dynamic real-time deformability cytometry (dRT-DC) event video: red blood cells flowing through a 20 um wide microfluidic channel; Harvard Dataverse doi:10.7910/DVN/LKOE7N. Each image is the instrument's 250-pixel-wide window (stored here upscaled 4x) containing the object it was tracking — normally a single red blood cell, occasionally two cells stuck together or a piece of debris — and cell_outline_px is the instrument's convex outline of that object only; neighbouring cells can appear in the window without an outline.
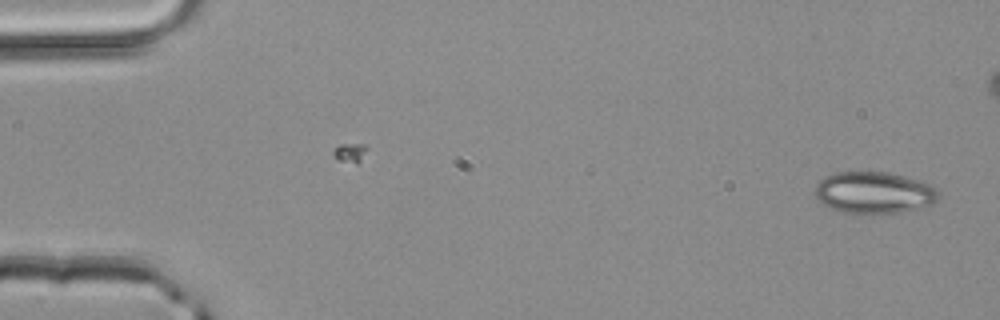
{"species": "common noctule bat (a hibernating species)", "species_latin": "Nyctalus noctula", "temperature_condition": "room temperature", "stored_images_in_passage": 45, "camera_frame_rate_fps": 3000, "um_per_image_px": 0.085, "animal": {"sex": "male", "body_mass_g": 20.4}, "frame": {"image": 1, "passage_image": 1, "time_ms": 0.0, "image_size_px": [1000, 320], "cell_outline_px": [[940, 196], [932, 204], [920, 208], [900, 212], [872, 216], [840, 212], [824, 204], [816, 196], [816, 184], [820, 180], [836, 172], [888, 172], [920, 180], [936, 188], [940, 192]], "centroid_in_image_um": [74.33, 16.4], "position_along_channel_um": 10.7, "area_um2": 30.46}}
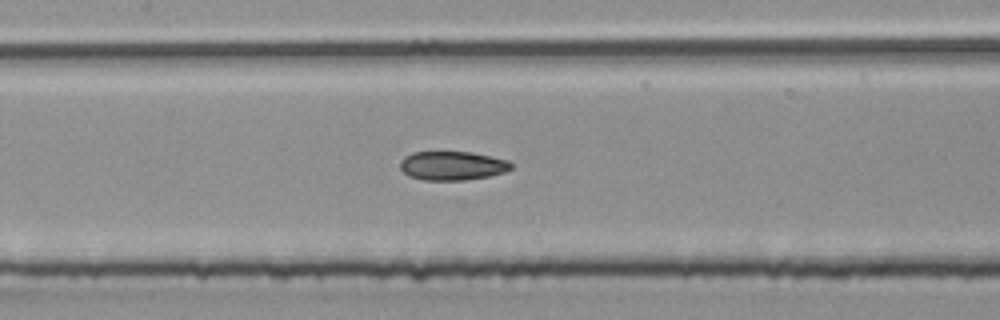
{"frame": {"image": 2, "passage_image": 23, "time_ms": 7.333, "image_size_px": [1000, 320], "cell_outline_px": [[512, 168], [504, 172], [488, 176], [464, 180], [424, 180], [408, 176], [400, 168], [400, 160], [404, 156], [412, 152], [472, 152], [492, 156], [508, 160], [512, 164]], "centroid_in_image_um": [38.43, 14.08], "position_along_channel_um": 169.0, "area_um2": 18.79}}
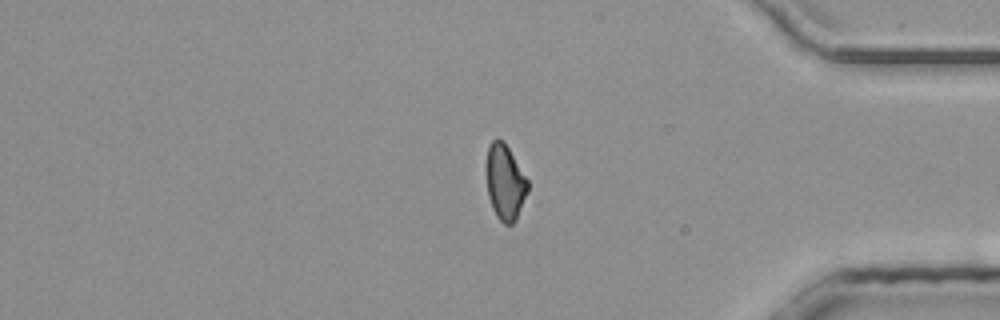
{"frame": {"image": 3, "passage_image": 41, "time_ms": 13.333, "image_size_px": [1000, 320], "cell_outline_px": [[528, 192], [516, 220], [512, 224], [504, 224], [496, 216], [492, 208], [488, 196], [488, 144], [496, 136], [504, 140], [528, 180]], "centroid_in_image_um": [42.95, 15.48], "position_along_channel_um": 392.2, "area_um2": 18.09}}